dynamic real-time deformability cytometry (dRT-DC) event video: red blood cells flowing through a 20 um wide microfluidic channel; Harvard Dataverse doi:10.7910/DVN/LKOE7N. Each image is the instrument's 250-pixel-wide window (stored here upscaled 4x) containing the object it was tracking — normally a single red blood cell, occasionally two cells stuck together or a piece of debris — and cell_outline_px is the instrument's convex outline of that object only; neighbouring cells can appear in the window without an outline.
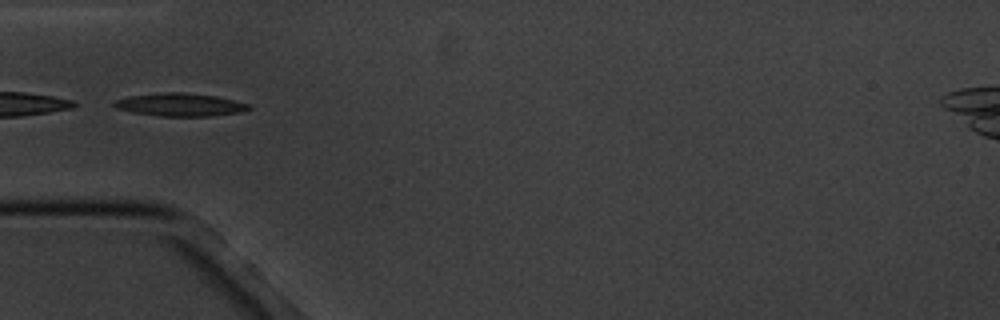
{"species": "common noctule bat (a hibernating species)", "species_latin": "Nyctalus noctula", "temperature_condition": "cold", "stored_images_in_passage": 8, "camera_frame_rate_fps": 3000, "um_per_image_px": 0.085, "animal": {"sex": "male", "body_mass_g": 20.1, "forearm_length_mm": 53.5}, "frame": {"image": 1, "passage_image": 4, "time_ms": 3.667, "image_size_px": [1000, 320], "cell_outline_px": [[252, 108], [240, 112], [208, 116], [160, 116], [132, 112], [116, 108], [112, 104], [112, 100], [128, 96], [164, 92], [184, 92], [216, 96], [248, 104]], "centroid_in_image_um": [15.24, 8.89], "position_along_channel_um": 69.8, "area_um2": 17.98}}
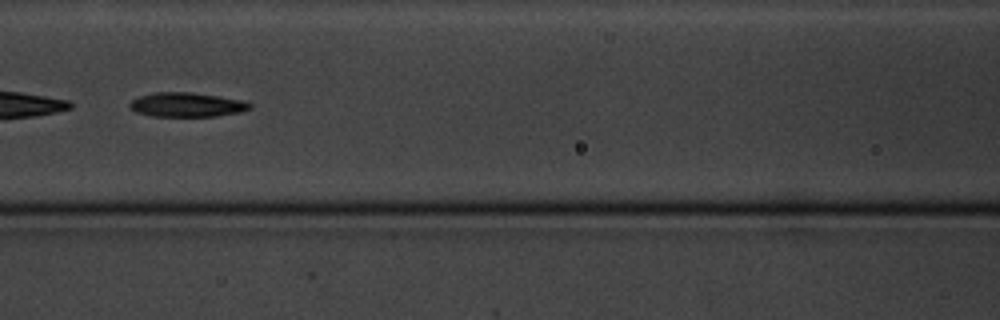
{"frame": {"image": 2, "passage_image": 6, "time_ms": 6.0, "image_size_px": [1000, 320], "cell_outline_px": [[252, 108], [240, 112], [216, 116], [152, 116], [136, 112], [128, 108], [128, 104], [132, 100], [140, 96], [156, 92], [188, 92], [244, 100], [252, 104]], "centroid_in_image_um": [15.87, 8.9], "position_along_channel_um": 150.7, "area_um2": 16.99}}
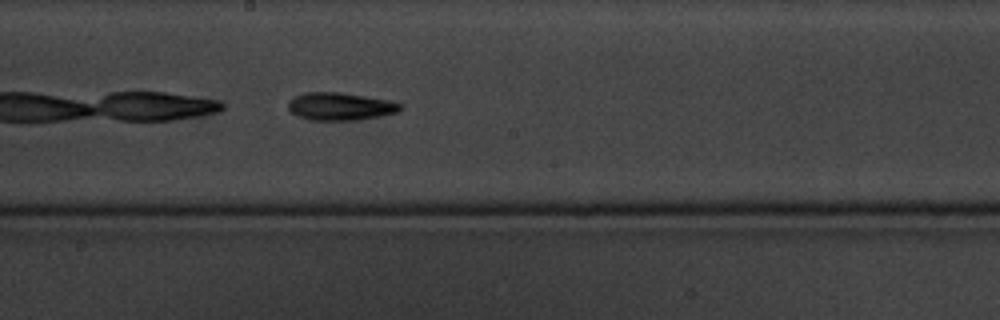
{"frame": {"image": 3, "passage_image": 8, "time_ms": 8.0, "image_size_px": [1000, 320], "cell_outline_px": [[404, 108], [400, 112], [380, 116], [356, 120], [308, 120], [296, 116], [288, 108], [288, 100], [304, 92], [340, 92], [364, 96], [384, 100], [400, 104]], "centroid_in_image_um": [28.88, 9.05], "position_along_channel_um": 219.3, "area_um2": 18.09}}